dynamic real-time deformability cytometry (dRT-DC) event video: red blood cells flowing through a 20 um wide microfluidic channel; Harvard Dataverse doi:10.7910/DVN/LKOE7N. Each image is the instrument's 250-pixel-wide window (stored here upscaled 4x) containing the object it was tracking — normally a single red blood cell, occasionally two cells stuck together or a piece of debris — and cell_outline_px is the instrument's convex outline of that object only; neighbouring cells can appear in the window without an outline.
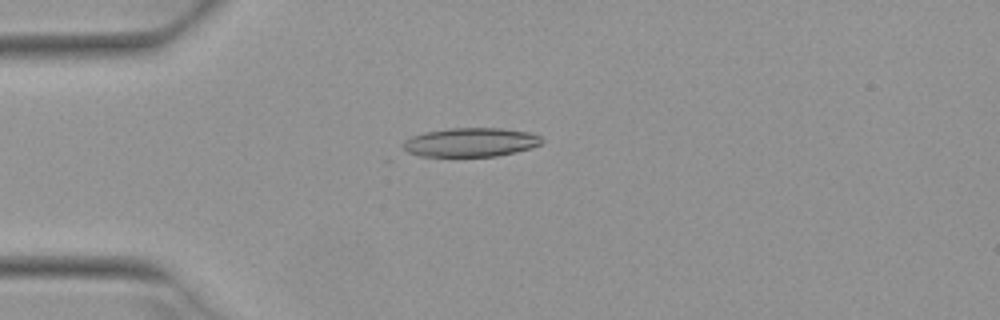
{"species": "Egyptian fruit bat (a non-hibernating species)", "species_latin": "Rousettus aegyptiacus", "temperature_condition": "warm", "stored_images_in_passage": 50, "camera_frame_rate_fps": 3000, "um_per_image_px": 0.085, "animal": {"sex": "female"}, "frame": {"image": 1, "passage_image": 12, "time_ms": 3.667, "image_size_px": [1000, 320], "cell_outline_px": [[544, 140], [540, 144], [532, 148], [516, 152], [496, 156], [420, 156], [408, 152], [404, 148], [404, 140], [412, 136], [424, 132], [448, 128], [500, 128], [528, 132], [540, 136]], "centroid_in_image_um": [40.02, 12.09], "position_along_channel_um": 45.0, "area_um2": 23.35}}
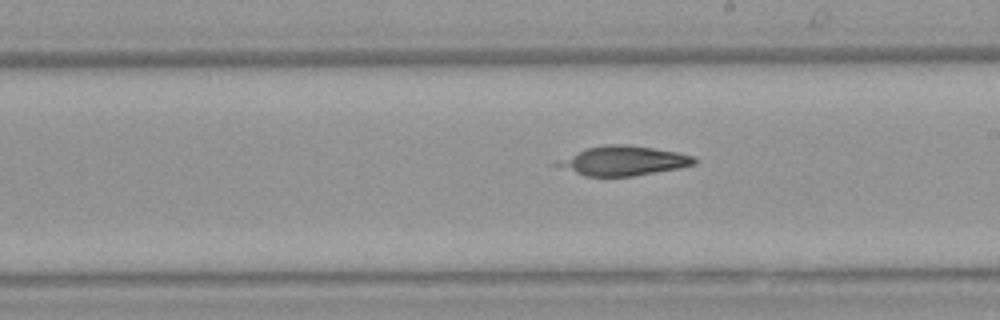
{"frame": {"image": 2, "passage_image": 28, "time_ms": 9.0, "image_size_px": [1000, 320], "cell_outline_px": [[696, 164], [680, 168], [632, 176], [584, 176], [548, 164], [556, 160], [588, 148], [608, 144], [624, 144], [680, 152], [696, 156]], "centroid_in_image_um": [52.96, 13.67], "position_along_channel_um": 236.0, "area_um2": 23.7}}
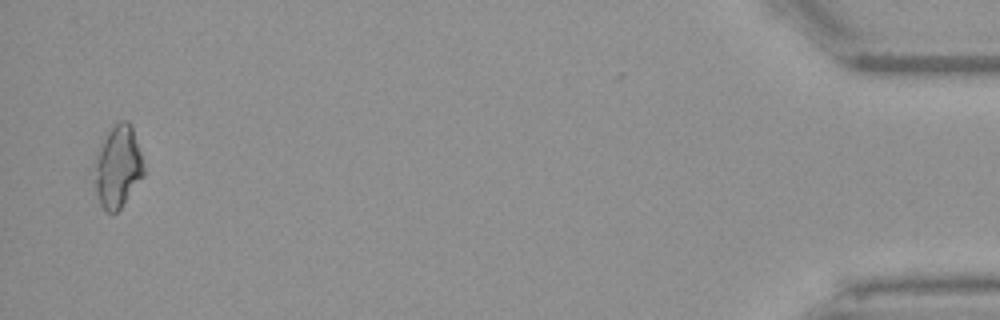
{"frame": {"image": 3, "passage_image": 49, "time_ms": 16.0, "image_size_px": [1000, 320], "cell_outline_px": [[144, 176], [120, 208], [116, 212], [108, 212], [100, 204], [88, 168], [104, 136], [120, 120], [128, 120], [132, 124], [144, 164]], "centroid_in_image_um": [9.94, 14.15], "position_along_channel_um": 425.3, "area_um2": 24.45}}